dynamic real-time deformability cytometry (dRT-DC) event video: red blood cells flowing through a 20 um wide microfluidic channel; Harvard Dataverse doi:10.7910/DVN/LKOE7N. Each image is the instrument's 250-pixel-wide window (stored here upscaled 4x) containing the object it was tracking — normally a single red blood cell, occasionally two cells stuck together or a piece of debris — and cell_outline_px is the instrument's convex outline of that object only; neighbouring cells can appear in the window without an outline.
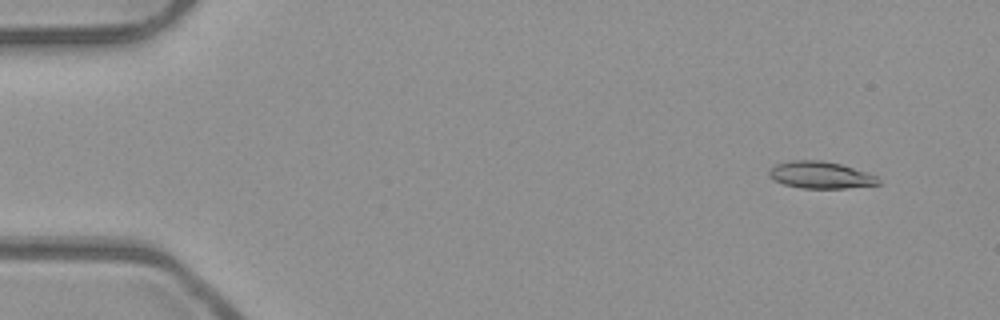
{"species": "common noctule bat (a hibernating species)", "species_latin": "Nyctalus noctula", "temperature_condition": "room temperature", "stored_images_in_passage": 4, "camera_frame_rate_fps": 3000, "um_per_image_px": 0.085, "animal": {"sex": "male", "body_mass_g": 23.1, "forearm_length_mm": 52.7}, "frame": {"image": 1, "passage_image": 1, "time_ms": 0.0, "image_size_px": [1000, 320], "cell_outline_px": [[880, 184], [844, 188], [800, 188], [784, 184], [772, 180], [768, 176], [768, 168], [776, 164], [788, 160], [820, 160], [840, 164], [876, 176], [880, 180]], "centroid_in_image_um": [69.65, 14.87], "position_along_channel_um": 15.3, "area_um2": 17.17}}
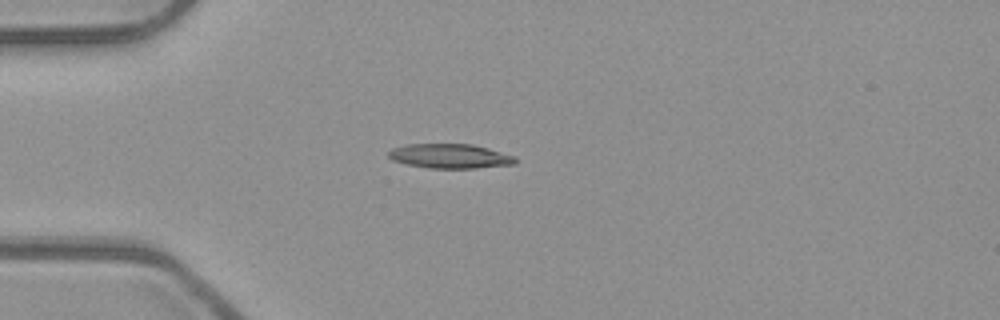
{"frame": {"image": 2, "passage_image": 4, "time_ms": 1.0, "image_size_px": [1000, 320], "cell_outline_px": [[516, 164], [476, 168], [428, 168], [408, 164], [392, 160], [388, 156], [388, 152], [392, 148], [408, 144], [472, 144], [488, 148], [516, 156]], "centroid_in_image_um": [38.27, 13.27], "position_along_channel_um": 46.7, "area_um2": 18.09}}